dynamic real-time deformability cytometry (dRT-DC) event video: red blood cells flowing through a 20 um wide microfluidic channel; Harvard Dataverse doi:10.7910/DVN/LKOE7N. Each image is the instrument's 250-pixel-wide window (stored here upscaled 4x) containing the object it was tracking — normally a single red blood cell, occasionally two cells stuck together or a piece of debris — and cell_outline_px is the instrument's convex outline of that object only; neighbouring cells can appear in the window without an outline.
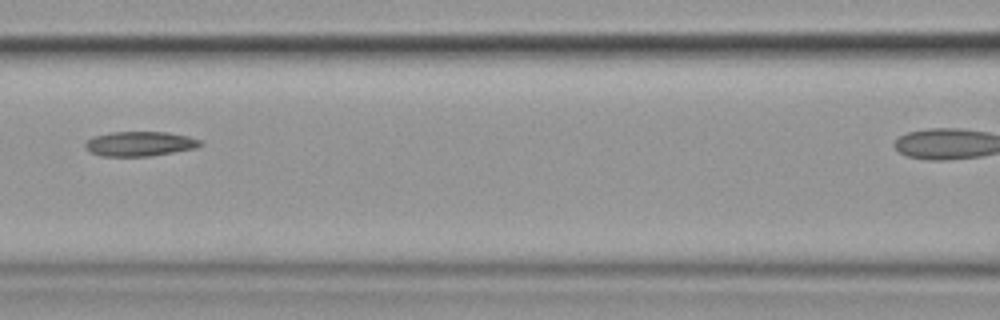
{"species": "common noctule bat (a hibernating species)", "species_latin": "Nyctalus noctula", "temperature_condition": "cold", "stored_images_in_passage": 11, "camera_frame_rate_fps": 3000, "um_per_image_px": 0.085, "animal": {"sex": "female", "body_mass_g": 19.9}, "frame": {"image": 1, "passage_image": 4, "time_ms": 4.333, "image_size_px": [1000, 320], "cell_outline_px": [[204, 144], [196, 148], [148, 156], [100, 156], [84, 148], [84, 144], [92, 136], [112, 132], [168, 132], [188, 136], [200, 140]], "centroid_in_image_um": [11.87, 12.21], "position_along_channel_um": 154.7, "area_um2": 16.53}}
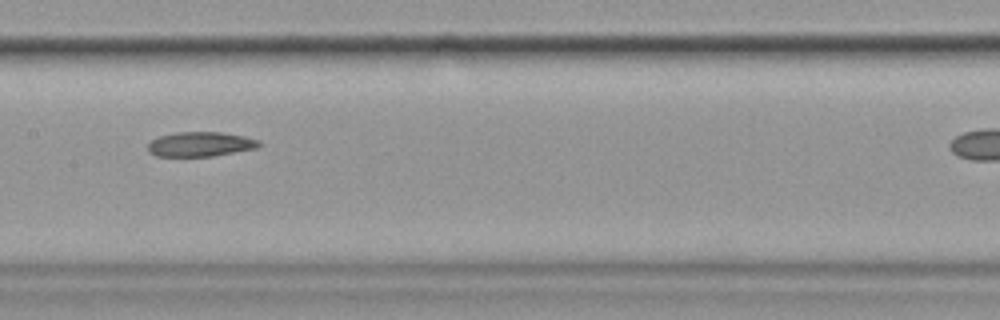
{"frame": {"image": 2, "passage_image": 5, "time_ms": 5.333, "image_size_px": [1000, 320], "cell_outline_px": [[260, 144], [256, 148], [212, 156], [156, 156], [148, 152], [148, 144], [152, 140], [160, 136], [176, 132], [220, 132], [244, 136], [260, 140]], "centroid_in_image_um": [17.01, 12.25], "position_along_channel_um": 190.4, "area_um2": 15.84}}
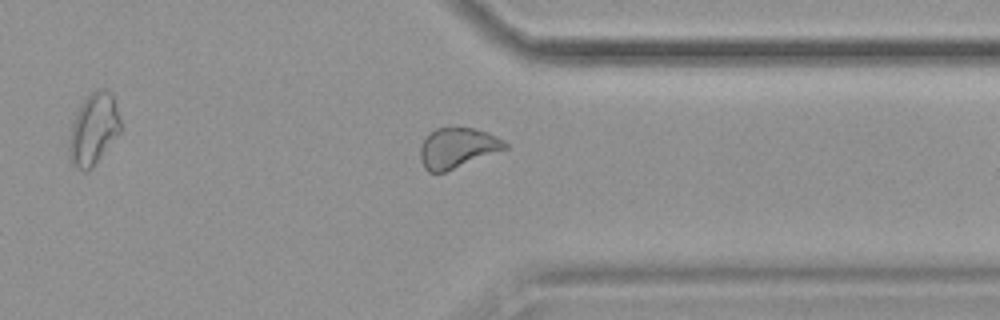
{"frame": {"image": 3, "passage_image": 11, "time_ms": 12.333, "image_size_px": [1000, 320], "cell_outline_px": [[508, 148], [444, 172], [428, 172], [424, 168], [420, 160], [420, 144], [436, 128], [472, 128], [488, 132], [504, 140], [508, 144]], "centroid_in_image_um": [38.88, 12.58], "position_along_channel_um": 372.5, "area_um2": 19.65}}